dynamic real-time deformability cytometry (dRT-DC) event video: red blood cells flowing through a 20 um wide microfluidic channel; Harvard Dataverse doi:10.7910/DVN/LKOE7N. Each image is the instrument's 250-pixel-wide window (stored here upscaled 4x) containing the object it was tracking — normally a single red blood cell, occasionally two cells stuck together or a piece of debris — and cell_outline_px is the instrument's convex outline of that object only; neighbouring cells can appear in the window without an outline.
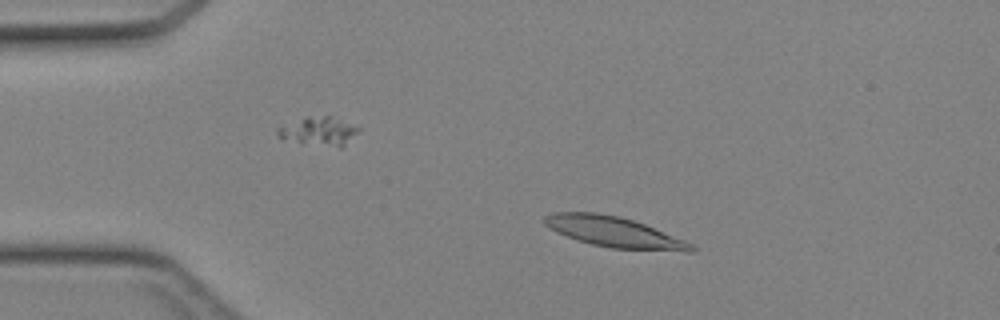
{"species": "Egyptian fruit bat (a non-hibernating species)", "species_latin": "Rousettus aegyptiacus", "temperature_condition": "cold", "stored_images_in_passage": 44, "camera_frame_rate_fps": 3000, "um_per_image_px": 0.085, "animal": {"sex": "female"}, "frame": {"image": 1, "passage_image": 8, "time_ms": 2.333, "image_size_px": [1000, 320], "cell_outline_px": [[696, 248], [692, 252], [684, 252], [612, 248], [592, 244], [576, 240], [556, 232], [544, 224], [540, 220], [544, 216], [552, 212], [596, 212], [620, 216], [644, 224], [684, 240], [692, 244]], "centroid_in_image_um": [52.16, 19.72], "position_along_channel_um": 32.8, "area_um2": 26.18}}
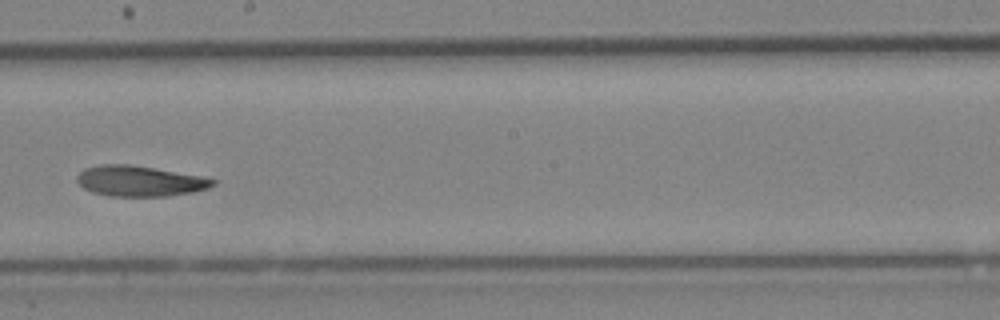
{"frame": {"image": 2, "passage_image": 25, "time_ms": 8.0, "image_size_px": [1000, 320], "cell_outline_px": [[216, 184], [208, 188], [192, 192], [168, 196], [108, 196], [92, 192], [84, 188], [76, 180], [76, 176], [84, 168], [100, 164], [128, 164], [200, 176], [216, 180]], "centroid_in_image_um": [11.84, 15.39], "position_along_channel_um": 236.4, "area_um2": 24.04}}
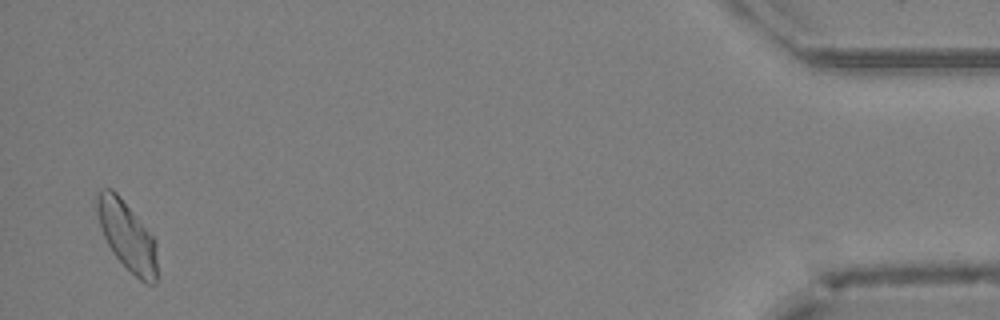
{"frame": {"image": 3, "passage_image": 43, "time_ms": 14.0, "image_size_px": [1000, 320], "cell_outline_px": [[156, 284], [144, 284], [112, 252], [104, 236], [96, 212], [96, 196], [104, 188], [112, 188], [120, 196], [156, 240]], "centroid_in_image_um": [10.8, 20.04], "position_along_channel_um": 424.4, "area_um2": 23.87}}